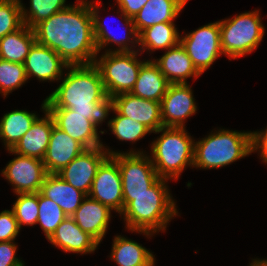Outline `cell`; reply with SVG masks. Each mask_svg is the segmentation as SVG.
Returning <instances> with one entry per match:
<instances>
[{
	"label": "cell",
	"instance_id": "cell-1",
	"mask_svg": "<svg viewBox=\"0 0 267 266\" xmlns=\"http://www.w3.org/2000/svg\"><path fill=\"white\" fill-rule=\"evenodd\" d=\"M56 12L33 27L36 42L54 50L68 65L93 64L97 47L93 32L90 2Z\"/></svg>",
	"mask_w": 267,
	"mask_h": 266
},
{
	"label": "cell",
	"instance_id": "cell-2",
	"mask_svg": "<svg viewBox=\"0 0 267 266\" xmlns=\"http://www.w3.org/2000/svg\"><path fill=\"white\" fill-rule=\"evenodd\" d=\"M68 68L62 83L45 99L46 108H69L77 114L90 115L98 127L113 110V99L105 92L99 70L94 64Z\"/></svg>",
	"mask_w": 267,
	"mask_h": 266
},
{
	"label": "cell",
	"instance_id": "cell-3",
	"mask_svg": "<svg viewBox=\"0 0 267 266\" xmlns=\"http://www.w3.org/2000/svg\"><path fill=\"white\" fill-rule=\"evenodd\" d=\"M167 180L159 178L147 192L131 195V201L120 213L124 215L126 228L147 236L166 230L170 219L178 214L165 184Z\"/></svg>",
	"mask_w": 267,
	"mask_h": 266
},
{
	"label": "cell",
	"instance_id": "cell-4",
	"mask_svg": "<svg viewBox=\"0 0 267 266\" xmlns=\"http://www.w3.org/2000/svg\"><path fill=\"white\" fill-rule=\"evenodd\" d=\"M161 136L152 142L149 156L160 178L178 179L187 165L193 167L194 140L185 127H161Z\"/></svg>",
	"mask_w": 267,
	"mask_h": 266
},
{
	"label": "cell",
	"instance_id": "cell-5",
	"mask_svg": "<svg viewBox=\"0 0 267 266\" xmlns=\"http://www.w3.org/2000/svg\"><path fill=\"white\" fill-rule=\"evenodd\" d=\"M252 153V132L220 129L194 142L193 167L220 168Z\"/></svg>",
	"mask_w": 267,
	"mask_h": 266
},
{
	"label": "cell",
	"instance_id": "cell-6",
	"mask_svg": "<svg viewBox=\"0 0 267 266\" xmlns=\"http://www.w3.org/2000/svg\"><path fill=\"white\" fill-rule=\"evenodd\" d=\"M219 27L222 52L232 59L255 50L265 33L258 10L219 21Z\"/></svg>",
	"mask_w": 267,
	"mask_h": 266
},
{
	"label": "cell",
	"instance_id": "cell-7",
	"mask_svg": "<svg viewBox=\"0 0 267 266\" xmlns=\"http://www.w3.org/2000/svg\"><path fill=\"white\" fill-rule=\"evenodd\" d=\"M108 50L93 63L100 72L107 96L130 93L138 78L141 65L145 62L137 59L139 49L131 52Z\"/></svg>",
	"mask_w": 267,
	"mask_h": 266
},
{
	"label": "cell",
	"instance_id": "cell-8",
	"mask_svg": "<svg viewBox=\"0 0 267 266\" xmlns=\"http://www.w3.org/2000/svg\"><path fill=\"white\" fill-rule=\"evenodd\" d=\"M119 166L122 180L123 209L131 201V195H140L160 178L149 156L143 151L120 153L105 148Z\"/></svg>",
	"mask_w": 267,
	"mask_h": 266
},
{
	"label": "cell",
	"instance_id": "cell-9",
	"mask_svg": "<svg viewBox=\"0 0 267 266\" xmlns=\"http://www.w3.org/2000/svg\"><path fill=\"white\" fill-rule=\"evenodd\" d=\"M196 69L202 74L224 54L221 49L219 21L209 23L180 38Z\"/></svg>",
	"mask_w": 267,
	"mask_h": 266
},
{
	"label": "cell",
	"instance_id": "cell-10",
	"mask_svg": "<svg viewBox=\"0 0 267 266\" xmlns=\"http://www.w3.org/2000/svg\"><path fill=\"white\" fill-rule=\"evenodd\" d=\"M8 151L17 157L7 164L2 170V175L14 186V192L16 194L40 192L48 174L43 161Z\"/></svg>",
	"mask_w": 267,
	"mask_h": 266
},
{
	"label": "cell",
	"instance_id": "cell-11",
	"mask_svg": "<svg viewBox=\"0 0 267 266\" xmlns=\"http://www.w3.org/2000/svg\"><path fill=\"white\" fill-rule=\"evenodd\" d=\"M88 196L119 214L123 211L121 174L118 163L111 156L98 167Z\"/></svg>",
	"mask_w": 267,
	"mask_h": 266
},
{
	"label": "cell",
	"instance_id": "cell-12",
	"mask_svg": "<svg viewBox=\"0 0 267 266\" xmlns=\"http://www.w3.org/2000/svg\"><path fill=\"white\" fill-rule=\"evenodd\" d=\"M104 150L103 146L86 149L56 174L88 196L98 167L109 156Z\"/></svg>",
	"mask_w": 267,
	"mask_h": 266
},
{
	"label": "cell",
	"instance_id": "cell-13",
	"mask_svg": "<svg viewBox=\"0 0 267 266\" xmlns=\"http://www.w3.org/2000/svg\"><path fill=\"white\" fill-rule=\"evenodd\" d=\"M194 101L188 83L170 84L160 102L163 127H185L184 120L197 111Z\"/></svg>",
	"mask_w": 267,
	"mask_h": 266
},
{
	"label": "cell",
	"instance_id": "cell-14",
	"mask_svg": "<svg viewBox=\"0 0 267 266\" xmlns=\"http://www.w3.org/2000/svg\"><path fill=\"white\" fill-rule=\"evenodd\" d=\"M46 110L52 116L56 127L86 149L105 147L99 140L98 128L90 120V115L77 114L69 108H46Z\"/></svg>",
	"mask_w": 267,
	"mask_h": 266
},
{
	"label": "cell",
	"instance_id": "cell-15",
	"mask_svg": "<svg viewBox=\"0 0 267 266\" xmlns=\"http://www.w3.org/2000/svg\"><path fill=\"white\" fill-rule=\"evenodd\" d=\"M112 99L113 108L120 115L143 123L152 132L163 127L160 102L143 99L131 93H121Z\"/></svg>",
	"mask_w": 267,
	"mask_h": 266
},
{
	"label": "cell",
	"instance_id": "cell-16",
	"mask_svg": "<svg viewBox=\"0 0 267 266\" xmlns=\"http://www.w3.org/2000/svg\"><path fill=\"white\" fill-rule=\"evenodd\" d=\"M23 64L27 78L35 76L40 81L60 80L63 70L68 69V64L54 50L38 42L34 43Z\"/></svg>",
	"mask_w": 267,
	"mask_h": 266
},
{
	"label": "cell",
	"instance_id": "cell-17",
	"mask_svg": "<svg viewBox=\"0 0 267 266\" xmlns=\"http://www.w3.org/2000/svg\"><path fill=\"white\" fill-rule=\"evenodd\" d=\"M84 150L86 148L81 143L54 125L42 160L47 173H58Z\"/></svg>",
	"mask_w": 267,
	"mask_h": 266
},
{
	"label": "cell",
	"instance_id": "cell-18",
	"mask_svg": "<svg viewBox=\"0 0 267 266\" xmlns=\"http://www.w3.org/2000/svg\"><path fill=\"white\" fill-rule=\"evenodd\" d=\"M42 109L45 112V117H38L34 121L30 129L11 149V152L43 160L49 145L50 134L55 124L52 116L46 110L45 100L42 104Z\"/></svg>",
	"mask_w": 267,
	"mask_h": 266
},
{
	"label": "cell",
	"instance_id": "cell-19",
	"mask_svg": "<svg viewBox=\"0 0 267 266\" xmlns=\"http://www.w3.org/2000/svg\"><path fill=\"white\" fill-rule=\"evenodd\" d=\"M48 241L64 252L81 254L94 252L100 244L89 233L81 230L72 217L64 219Z\"/></svg>",
	"mask_w": 267,
	"mask_h": 266
},
{
	"label": "cell",
	"instance_id": "cell-20",
	"mask_svg": "<svg viewBox=\"0 0 267 266\" xmlns=\"http://www.w3.org/2000/svg\"><path fill=\"white\" fill-rule=\"evenodd\" d=\"M72 218L81 230L89 233L99 243L106 234L111 218V209L89 196L82 201Z\"/></svg>",
	"mask_w": 267,
	"mask_h": 266
},
{
	"label": "cell",
	"instance_id": "cell-21",
	"mask_svg": "<svg viewBox=\"0 0 267 266\" xmlns=\"http://www.w3.org/2000/svg\"><path fill=\"white\" fill-rule=\"evenodd\" d=\"M93 2H90V11H91V15H92V21H93V32H94V38H95V43H96V47H97V52H100V50L102 48H104V46L109 45L110 43H115L117 45H119L118 47L120 48H116V50L114 49L113 52H131L134 50H131L132 47H136V46H129V43L132 44H138V33L136 31L135 25L133 23V19L128 17L127 15H125L121 10H119V12H121V17H123V20L125 21V26L127 25V27H125L129 32H127V34H123L121 38H118L116 35L112 34V32L106 28V26L101 22L100 20V16L99 14V6L101 2H96L95 5L93 4ZM129 27V29H128ZM126 35V36H125ZM132 40H131V38ZM131 40V41H130ZM135 42H134V41Z\"/></svg>",
	"mask_w": 267,
	"mask_h": 266
},
{
	"label": "cell",
	"instance_id": "cell-22",
	"mask_svg": "<svg viewBox=\"0 0 267 266\" xmlns=\"http://www.w3.org/2000/svg\"><path fill=\"white\" fill-rule=\"evenodd\" d=\"M154 62L170 84L187 83V78L192 76L197 78L201 75L180 43L169 48L159 60L156 59Z\"/></svg>",
	"mask_w": 267,
	"mask_h": 266
},
{
	"label": "cell",
	"instance_id": "cell-23",
	"mask_svg": "<svg viewBox=\"0 0 267 266\" xmlns=\"http://www.w3.org/2000/svg\"><path fill=\"white\" fill-rule=\"evenodd\" d=\"M40 192L46 197L56 202L67 217H72L79 208L86 194L63 180L56 173H48Z\"/></svg>",
	"mask_w": 267,
	"mask_h": 266
},
{
	"label": "cell",
	"instance_id": "cell-24",
	"mask_svg": "<svg viewBox=\"0 0 267 266\" xmlns=\"http://www.w3.org/2000/svg\"><path fill=\"white\" fill-rule=\"evenodd\" d=\"M188 0H149L133 18L136 31L159 23H174Z\"/></svg>",
	"mask_w": 267,
	"mask_h": 266
},
{
	"label": "cell",
	"instance_id": "cell-25",
	"mask_svg": "<svg viewBox=\"0 0 267 266\" xmlns=\"http://www.w3.org/2000/svg\"><path fill=\"white\" fill-rule=\"evenodd\" d=\"M170 83L153 60L145 61L131 94L143 99L161 102Z\"/></svg>",
	"mask_w": 267,
	"mask_h": 266
},
{
	"label": "cell",
	"instance_id": "cell-26",
	"mask_svg": "<svg viewBox=\"0 0 267 266\" xmlns=\"http://www.w3.org/2000/svg\"><path fill=\"white\" fill-rule=\"evenodd\" d=\"M35 42L33 28L23 25L17 31L0 39V58L23 64Z\"/></svg>",
	"mask_w": 267,
	"mask_h": 266
},
{
	"label": "cell",
	"instance_id": "cell-27",
	"mask_svg": "<svg viewBox=\"0 0 267 266\" xmlns=\"http://www.w3.org/2000/svg\"><path fill=\"white\" fill-rule=\"evenodd\" d=\"M111 259L119 266H151L155 262L152 252L121 235L113 240Z\"/></svg>",
	"mask_w": 267,
	"mask_h": 266
},
{
	"label": "cell",
	"instance_id": "cell-28",
	"mask_svg": "<svg viewBox=\"0 0 267 266\" xmlns=\"http://www.w3.org/2000/svg\"><path fill=\"white\" fill-rule=\"evenodd\" d=\"M37 118L36 113L26 110H14L4 114L0 120V138L3 139L7 150L17 144Z\"/></svg>",
	"mask_w": 267,
	"mask_h": 266
},
{
	"label": "cell",
	"instance_id": "cell-29",
	"mask_svg": "<svg viewBox=\"0 0 267 266\" xmlns=\"http://www.w3.org/2000/svg\"><path fill=\"white\" fill-rule=\"evenodd\" d=\"M179 33L174 23H159L142 30L138 35L140 50H157L175 47L180 43Z\"/></svg>",
	"mask_w": 267,
	"mask_h": 266
},
{
	"label": "cell",
	"instance_id": "cell-30",
	"mask_svg": "<svg viewBox=\"0 0 267 266\" xmlns=\"http://www.w3.org/2000/svg\"><path fill=\"white\" fill-rule=\"evenodd\" d=\"M65 2L66 0H30V11H27V9L23 7V3H21L24 25L33 28L40 21L49 18L56 12L68 8L69 5L65 6Z\"/></svg>",
	"mask_w": 267,
	"mask_h": 266
},
{
	"label": "cell",
	"instance_id": "cell-31",
	"mask_svg": "<svg viewBox=\"0 0 267 266\" xmlns=\"http://www.w3.org/2000/svg\"><path fill=\"white\" fill-rule=\"evenodd\" d=\"M38 204L37 224H40L46 238L49 239L67 216L56 202L46 198L41 192H38Z\"/></svg>",
	"mask_w": 267,
	"mask_h": 266
},
{
	"label": "cell",
	"instance_id": "cell-32",
	"mask_svg": "<svg viewBox=\"0 0 267 266\" xmlns=\"http://www.w3.org/2000/svg\"><path fill=\"white\" fill-rule=\"evenodd\" d=\"M113 112L117 113V116L109 120L108 126L117 139L135 142L152 132L143 123L120 115L114 108Z\"/></svg>",
	"mask_w": 267,
	"mask_h": 266
},
{
	"label": "cell",
	"instance_id": "cell-33",
	"mask_svg": "<svg viewBox=\"0 0 267 266\" xmlns=\"http://www.w3.org/2000/svg\"><path fill=\"white\" fill-rule=\"evenodd\" d=\"M18 198L13 204L12 211L18 222L19 229L22 225L33 226L37 224L39 216L38 192L19 193Z\"/></svg>",
	"mask_w": 267,
	"mask_h": 266
},
{
	"label": "cell",
	"instance_id": "cell-34",
	"mask_svg": "<svg viewBox=\"0 0 267 266\" xmlns=\"http://www.w3.org/2000/svg\"><path fill=\"white\" fill-rule=\"evenodd\" d=\"M28 80L24 64L0 58V93L4 97Z\"/></svg>",
	"mask_w": 267,
	"mask_h": 266
},
{
	"label": "cell",
	"instance_id": "cell-35",
	"mask_svg": "<svg viewBox=\"0 0 267 266\" xmlns=\"http://www.w3.org/2000/svg\"><path fill=\"white\" fill-rule=\"evenodd\" d=\"M21 11V3L0 0V39L24 25Z\"/></svg>",
	"mask_w": 267,
	"mask_h": 266
},
{
	"label": "cell",
	"instance_id": "cell-36",
	"mask_svg": "<svg viewBox=\"0 0 267 266\" xmlns=\"http://www.w3.org/2000/svg\"><path fill=\"white\" fill-rule=\"evenodd\" d=\"M19 231L13 211H2L0 213V242L14 241Z\"/></svg>",
	"mask_w": 267,
	"mask_h": 266
},
{
	"label": "cell",
	"instance_id": "cell-37",
	"mask_svg": "<svg viewBox=\"0 0 267 266\" xmlns=\"http://www.w3.org/2000/svg\"><path fill=\"white\" fill-rule=\"evenodd\" d=\"M17 245L14 241L0 242V266H24L16 257Z\"/></svg>",
	"mask_w": 267,
	"mask_h": 266
},
{
	"label": "cell",
	"instance_id": "cell-38",
	"mask_svg": "<svg viewBox=\"0 0 267 266\" xmlns=\"http://www.w3.org/2000/svg\"><path fill=\"white\" fill-rule=\"evenodd\" d=\"M258 149L263 162L267 164V129L262 132H252V152Z\"/></svg>",
	"mask_w": 267,
	"mask_h": 266
},
{
	"label": "cell",
	"instance_id": "cell-39",
	"mask_svg": "<svg viewBox=\"0 0 267 266\" xmlns=\"http://www.w3.org/2000/svg\"><path fill=\"white\" fill-rule=\"evenodd\" d=\"M119 9L128 17L134 18L149 0H116Z\"/></svg>",
	"mask_w": 267,
	"mask_h": 266
},
{
	"label": "cell",
	"instance_id": "cell-40",
	"mask_svg": "<svg viewBox=\"0 0 267 266\" xmlns=\"http://www.w3.org/2000/svg\"><path fill=\"white\" fill-rule=\"evenodd\" d=\"M250 266H267V259L266 260L254 259V260H252V263L250 264Z\"/></svg>",
	"mask_w": 267,
	"mask_h": 266
},
{
	"label": "cell",
	"instance_id": "cell-41",
	"mask_svg": "<svg viewBox=\"0 0 267 266\" xmlns=\"http://www.w3.org/2000/svg\"><path fill=\"white\" fill-rule=\"evenodd\" d=\"M5 1H15V2L21 3L20 0H5Z\"/></svg>",
	"mask_w": 267,
	"mask_h": 266
}]
</instances>
